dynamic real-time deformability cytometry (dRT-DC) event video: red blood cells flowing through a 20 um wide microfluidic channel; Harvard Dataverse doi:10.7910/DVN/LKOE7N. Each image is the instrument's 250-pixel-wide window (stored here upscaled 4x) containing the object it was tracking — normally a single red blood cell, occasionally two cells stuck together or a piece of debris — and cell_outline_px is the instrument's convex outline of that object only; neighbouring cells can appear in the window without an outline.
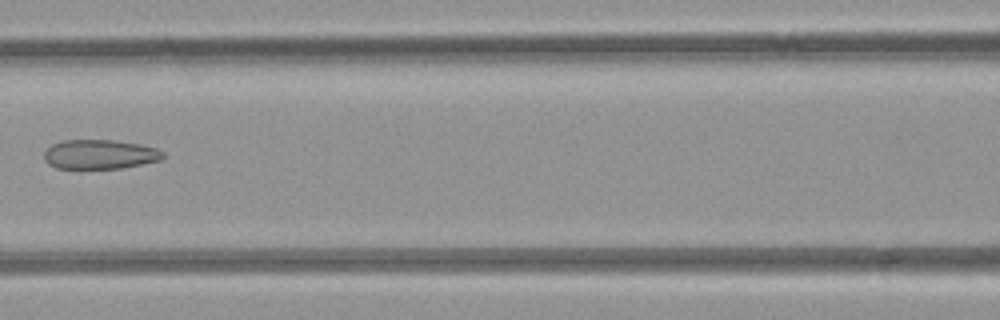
{"species": "common noctule bat (a hibernating species)", "species_latin": "Nyctalus noctula", "temperature_condition": "room temperature", "stored_images_in_passage": 4, "camera_frame_rate_fps": 3000, "um_per_image_px": 0.085, "animal": {"sex": "female", "body_mass_g": 21.9}, "frame": {"image": 1, "passage_image": 3, "time_ms": 2.333, "image_size_px": [1000, 320], "cell_outline_px": [[164, 156], [160, 160], [124, 168], [56, 168], [48, 164], [44, 160], [44, 152], [52, 144], [64, 140], [112, 140], [140, 144], [156, 148], [164, 152]], "centroid_in_image_um": [8.48, 13.12], "position_along_channel_um": 158.1, "area_um2": 20.35}}
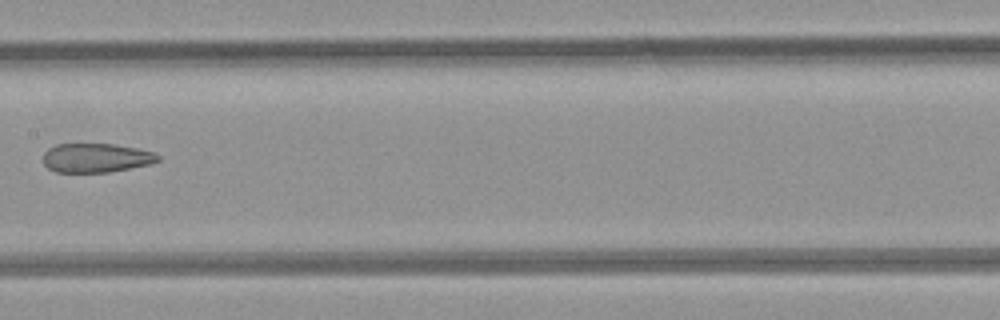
{"frame": {"image": 2, "passage_image": 4, "time_ms": 3.333, "image_size_px": [1000, 320], "cell_outline_px": [[160, 160], [152, 164], [108, 172], [56, 172], [48, 168], [44, 164], [44, 152], [48, 148], [56, 144], [112, 144], [136, 148], [152, 152], [160, 156]], "centroid_in_image_um": [8.17, 13.42], "position_along_channel_um": 199.2, "area_um2": 19.42}}